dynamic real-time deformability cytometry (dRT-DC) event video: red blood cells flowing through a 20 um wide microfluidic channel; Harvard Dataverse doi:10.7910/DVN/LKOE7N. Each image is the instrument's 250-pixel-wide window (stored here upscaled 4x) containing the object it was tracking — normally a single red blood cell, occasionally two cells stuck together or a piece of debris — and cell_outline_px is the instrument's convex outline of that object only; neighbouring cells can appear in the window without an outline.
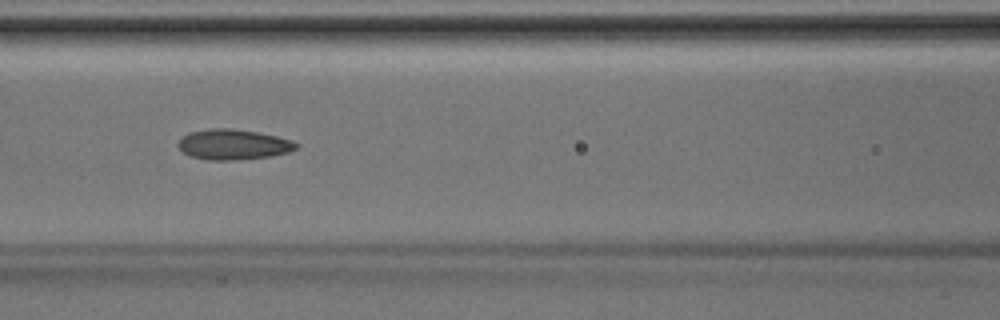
{"species": "Egyptian fruit bat (a non-hibernating species)", "species_latin": "Rousettus aegyptiacus", "temperature_condition": "room temperature", "stored_images_in_passage": 27, "camera_frame_rate_fps": 3000, "um_per_image_px": 0.085, "animal": {"sex": "male"}, "frame": {"image": 1, "passage_image": 8, "time_ms": 2.333, "image_size_px": [1000, 320], "cell_outline_px": [[300, 144], [296, 148], [288, 152], [272, 156], [232, 160], [208, 160], [192, 156], [184, 152], [176, 144], [188, 132], [208, 128], [228, 128], [256, 132], [276, 136], [292, 140]], "centroid_in_image_um": [19.83, 12.27], "position_along_channel_um": 146.8, "area_um2": 20.75}}